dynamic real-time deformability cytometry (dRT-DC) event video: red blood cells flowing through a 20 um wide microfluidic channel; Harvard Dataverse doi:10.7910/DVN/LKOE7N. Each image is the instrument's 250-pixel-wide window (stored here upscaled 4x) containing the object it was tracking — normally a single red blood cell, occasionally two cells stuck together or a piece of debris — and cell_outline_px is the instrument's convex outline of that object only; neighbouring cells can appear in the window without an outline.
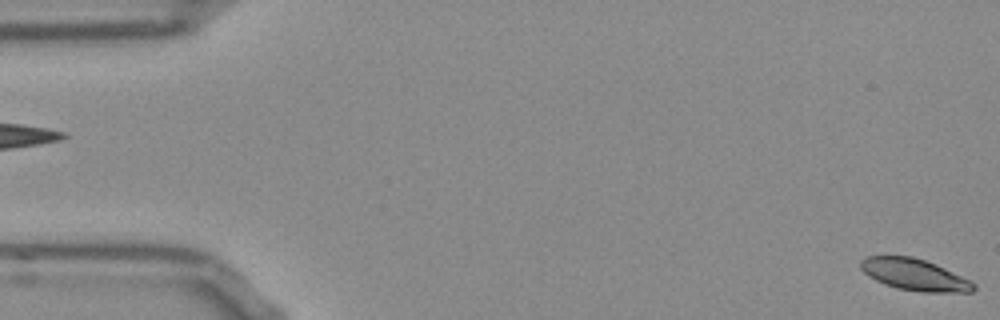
{"species": "Egyptian fruit bat (a non-hibernating species)", "species_latin": "Rousettus aegyptiacus", "temperature_condition": "room temperature", "stored_images_in_passage": 55, "camera_frame_rate_fps": 3000, "um_per_image_px": 0.085, "frame": {"image": 1, "passage_image": 1, "time_ms": 0.0, "image_size_px": [1000, 320], "cell_outline_px": [[976, 288], [972, 292], [920, 292], [896, 288], [884, 284], [868, 276], [860, 268], [860, 260], [864, 256], [912, 256], [936, 264], [972, 280], [976, 284]], "centroid_in_image_um": [77.75, 23.35], "position_along_channel_um": 7.3, "area_um2": 21.04}}
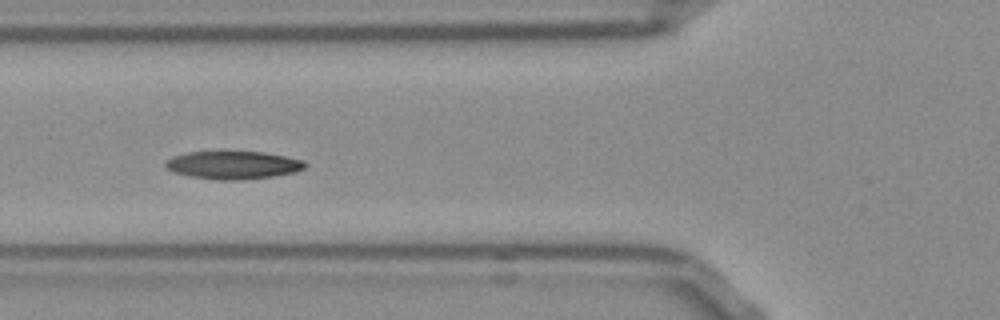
{"frame": {"image": 2, "passage_image": 20, "time_ms": 6.333, "image_size_px": [1000, 320], "cell_outline_px": [[308, 164], [304, 168], [296, 172], [272, 176], [240, 180], [216, 180], [188, 176], [172, 172], [164, 164], [172, 156], [188, 152], [264, 152], [304, 160]], "centroid_in_image_um": [19.82, 14.03], "position_along_channel_um": 106.0, "area_um2": 22.72}}
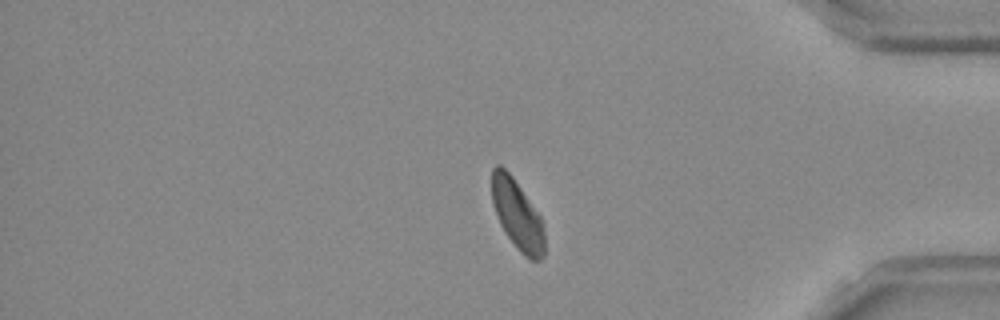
{"frame": {"image": 3, "passage_image": 45, "time_ms": 14.667, "image_size_px": [1000, 320], "cell_outline_px": [[544, 256], [540, 260], [532, 260], [524, 256], [520, 252], [504, 232], [500, 224], [492, 204], [492, 168], [496, 164], [500, 164], [512, 176], [540, 216], [544, 224]], "centroid_in_image_um": [43.97, 18.26], "position_along_channel_um": 391.2, "area_um2": 21.39}, "authors_computed_cell_mechanics": {"area_um2": 22.0218, "velocity_mm_per_s": 3.7508, "shape_relaxation_time_tau1_ms": 4.0299, "shape_relaxation_time_tau2_ms": 2.5625, "deformation_change_tau1": 0.1227, "deformation_change_tau2": 0.055}}